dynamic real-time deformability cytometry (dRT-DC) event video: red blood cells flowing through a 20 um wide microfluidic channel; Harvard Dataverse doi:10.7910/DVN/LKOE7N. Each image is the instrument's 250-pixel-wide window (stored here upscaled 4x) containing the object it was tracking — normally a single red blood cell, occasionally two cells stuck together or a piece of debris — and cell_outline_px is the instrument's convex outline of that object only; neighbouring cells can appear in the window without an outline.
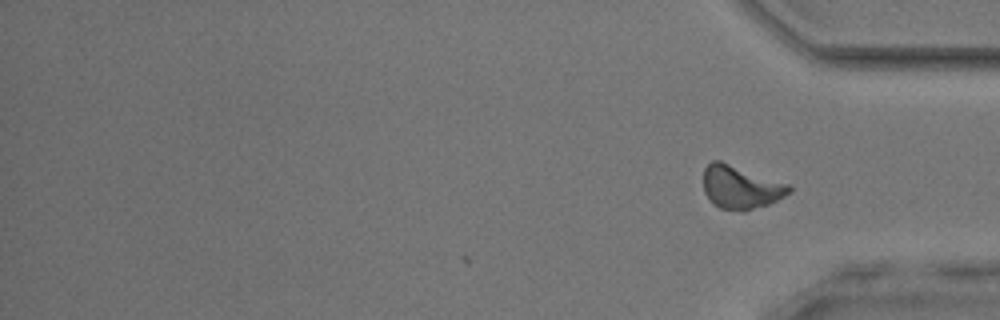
{"species": "common noctule bat (a hibernating species)", "species_latin": "Nyctalus noctula", "temperature_condition": "room temperature", "stored_images_in_passage": 35, "camera_frame_rate_fps": 3000, "um_per_image_px": 0.085, "animal": {"sex": "male", "body_mass_g": 17.9, "forearm_length_mm": 54.2}, "frame": {"image": 1, "passage_image": 35, "time_ms": 11.333, "image_size_px": [1000, 320], "cell_outline_px": [[792, 192], [768, 204], [744, 212], [720, 208], [712, 204], [704, 192], [704, 168], [712, 160], [720, 160], [788, 184], [792, 188]], "centroid_in_image_um": [62.94, 15.92], "position_along_channel_um": 372.3, "area_um2": 21.56}, "authors_computed_cell_mechanics": {"area_um2": 20.9236, "velocity_mm_per_s": 3.9524, "shape_relaxation_time_tau1_ms": 7.3026, "shape_relaxation_time_tau2_ms": 2.4146, "deformation_change_tau1": 0.1416, "deformation_change_tau2": 0.0888}}